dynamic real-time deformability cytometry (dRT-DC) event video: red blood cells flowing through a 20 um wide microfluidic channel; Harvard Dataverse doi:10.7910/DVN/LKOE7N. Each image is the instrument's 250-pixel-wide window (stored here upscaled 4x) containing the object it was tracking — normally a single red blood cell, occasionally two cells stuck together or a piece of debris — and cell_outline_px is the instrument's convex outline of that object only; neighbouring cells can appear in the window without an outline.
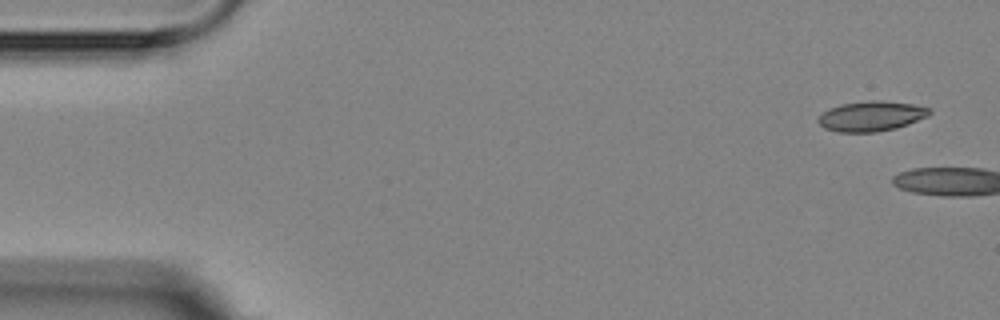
{"species": "Egyptian fruit bat (a non-hibernating species)", "species_latin": "Rousettus aegyptiacus", "temperature_condition": "room temperature", "stored_images_in_passage": 6, "camera_frame_rate_fps": 3000, "um_per_image_px": 0.085, "animal": {"sex": "female"}, "frame": {"image": 1, "passage_image": 1, "time_ms": 0.0, "image_size_px": [1000, 320], "cell_outline_px": [[932, 112], [928, 116], [908, 124], [896, 128], [876, 132], [836, 132], [824, 128], [816, 120], [828, 108], [840, 104], [868, 100], [880, 100], [912, 104], [932, 108]], "centroid_in_image_um": [74.06, 9.87], "position_along_channel_um": 10.9, "area_um2": 19.65}}